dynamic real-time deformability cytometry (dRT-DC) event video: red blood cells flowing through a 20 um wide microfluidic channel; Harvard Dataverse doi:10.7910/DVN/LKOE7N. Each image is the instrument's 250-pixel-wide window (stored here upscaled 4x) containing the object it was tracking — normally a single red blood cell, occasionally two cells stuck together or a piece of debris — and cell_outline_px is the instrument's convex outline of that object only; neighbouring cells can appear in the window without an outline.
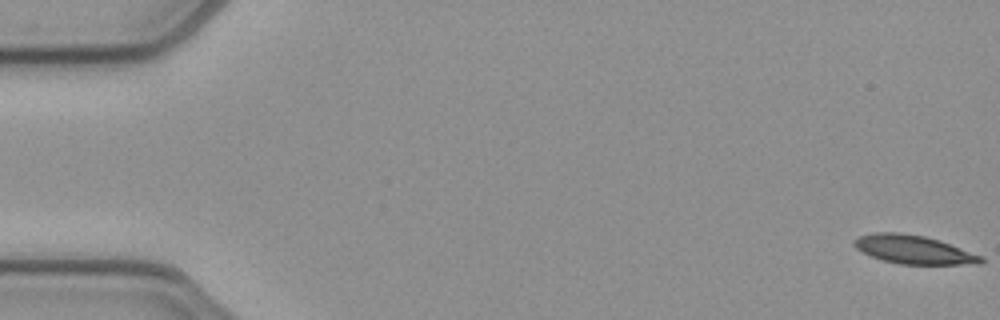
{"species": "common noctule bat (a hibernating species)", "species_latin": "Nyctalus noctula", "temperature_condition": "cold", "stored_images_in_passage": 53, "camera_frame_rate_fps": 3000, "um_per_image_px": 0.085, "animal": {"sex": "female", "body_mass_g": 21.9}, "frame": {"image": 1, "passage_image": 1, "time_ms": 0.0, "image_size_px": [1000, 320], "cell_outline_px": [[984, 260], [980, 264], [900, 264], [884, 260], [872, 256], [856, 248], [852, 244], [852, 240], [860, 236], [876, 232], [896, 232], [924, 236], [940, 240], [984, 256]], "centroid_in_image_um": [77.69, 21.21], "position_along_channel_um": 7.3, "area_um2": 21.04}}
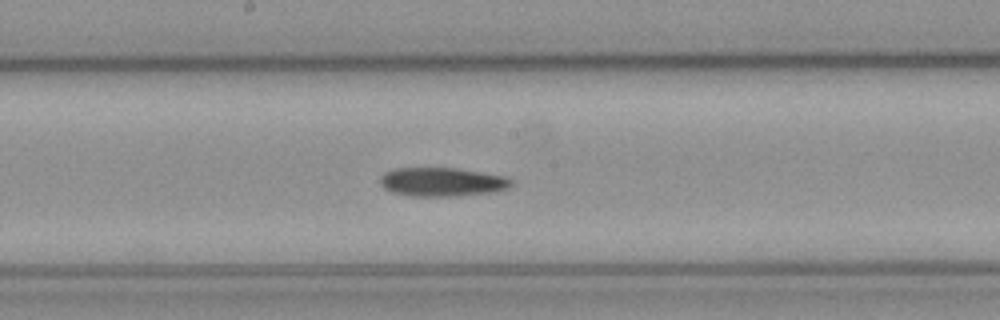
{"frame": {"image": 2, "passage_image": 28, "time_ms": 9.0, "image_size_px": [1000, 320], "cell_outline_px": [[512, 184], [508, 188], [496, 192], [456, 196], [412, 196], [392, 192], [384, 188], [380, 184], [380, 176], [384, 172], [392, 168], [456, 168], [504, 176], [512, 180]], "centroid_in_image_um": [37.55, 15.46], "position_along_channel_um": 210.6, "area_um2": 22.14}}
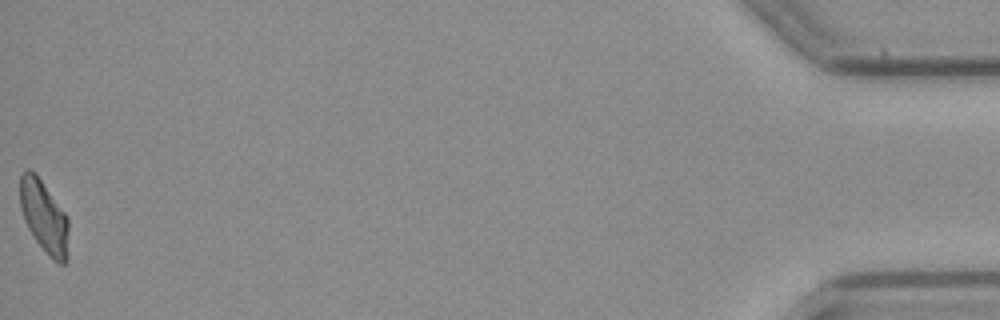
{"frame": {"image": 3, "passage_image": 53, "time_ms": 17.333, "image_size_px": [1000, 320], "cell_outline_px": [[68, 228], [64, 264], [60, 264], [52, 260], [48, 256], [36, 240], [28, 228], [20, 208], [20, 176], [28, 168], [36, 172], [64, 212], [68, 220]], "centroid_in_image_um": [3.71, 18.37], "position_along_channel_um": 431.5, "area_um2": 20.11}, "authors_computed_cell_mechanics": {"area_um2": 21.8484, "velocity_mm_per_s": 3.9, "shape_relaxation_time_tau1_ms": 8.9001, "shape_relaxation_time_tau2_ms": null, "deformation_change_tau1": 0.222, "deformation_change_tau2": null}}